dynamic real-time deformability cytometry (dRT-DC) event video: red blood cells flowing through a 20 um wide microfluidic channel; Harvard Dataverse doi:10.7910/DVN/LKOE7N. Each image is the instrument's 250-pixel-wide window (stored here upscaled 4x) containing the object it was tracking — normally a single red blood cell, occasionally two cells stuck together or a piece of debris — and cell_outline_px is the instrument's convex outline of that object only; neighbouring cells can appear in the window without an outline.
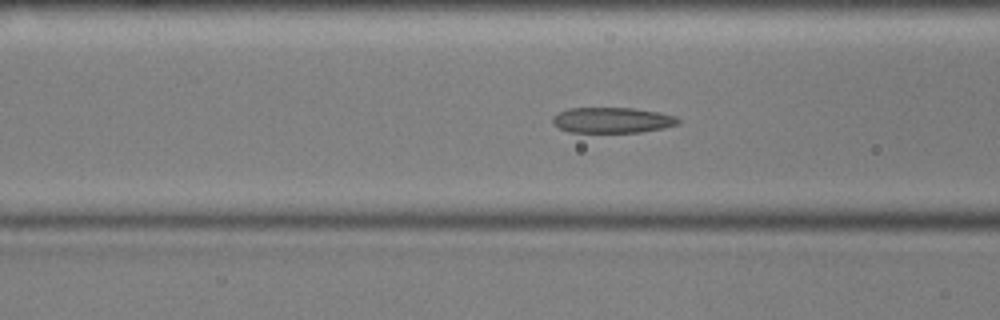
{"species": "common noctule bat (a hibernating species)", "species_latin": "Nyctalus noctula", "temperature_condition": "cold", "stored_images_in_passage": 52, "camera_frame_rate_fps": 3000, "um_per_image_px": 0.085, "animal": {"sex": "male", "body_mass_g": 17.9, "forearm_length_mm": 54.2}, "frame": {"image": 1, "passage_image": 18, "time_ms": 5.667, "image_size_px": [1000, 320], "cell_outline_px": [[680, 124], [664, 128], [640, 132], [568, 132], [560, 128], [552, 120], [552, 116], [568, 108], [632, 108], [660, 112], [676, 116], [680, 120]], "centroid_in_image_um": [52.08, 10.21], "position_along_channel_um": 114.5, "area_um2": 18.73}}
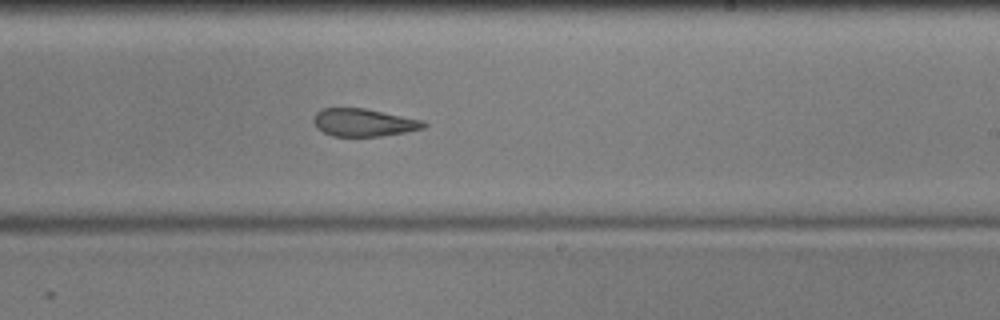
{"frame": {"image": 2, "passage_image": 30, "time_ms": 9.667, "image_size_px": [1000, 320], "cell_outline_px": [[428, 124], [424, 128], [404, 132], [380, 136], [332, 136], [316, 128], [312, 120], [316, 112], [324, 108], [364, 108], [424, 120]], "centroid_in_image_um": [30.9, 10.41], "position_along_channel_um": 258.1, "area_um2": 17.8}}
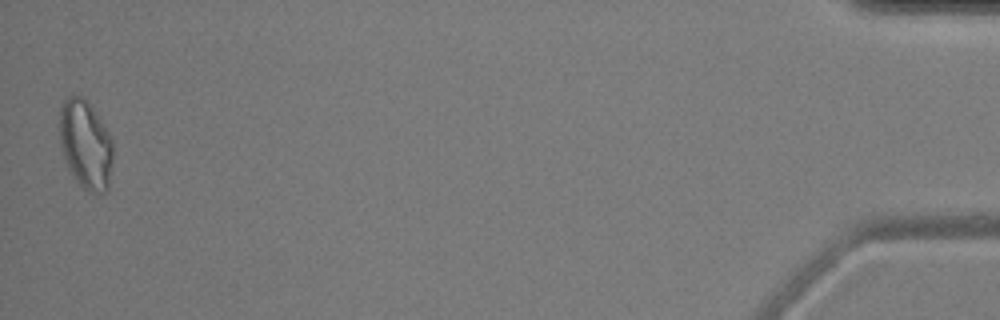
{"frame": {"image": 3, "passage_image": 52, "time_ms": 17.0, "image_size_px": [1000, 320], "cell_outline_px": [[112, 164], [108, 188], [104, 192], [88, 192], [76, 180], [68, 168], [60, 144], [60, 108], [64, 100], [68, 96], [80, 96], [92, 108], [108, 132], [112, 140]], "centroid_in_image_um": [7.27, 12.3], "position_along_channel_um": 427.9, "area_um2": 27.17}, "authors_computed_cell_mechanics": {"area_um2": 20.2589, "velocity_mm_per_s": 3.5869, "shape_relaxation_time_tau1_ms": null, "shape_relaxation_time_tau2_ms": 2.8124, "deformation_change_tau1": null, "deformation_change_tau2": 0.1133}}